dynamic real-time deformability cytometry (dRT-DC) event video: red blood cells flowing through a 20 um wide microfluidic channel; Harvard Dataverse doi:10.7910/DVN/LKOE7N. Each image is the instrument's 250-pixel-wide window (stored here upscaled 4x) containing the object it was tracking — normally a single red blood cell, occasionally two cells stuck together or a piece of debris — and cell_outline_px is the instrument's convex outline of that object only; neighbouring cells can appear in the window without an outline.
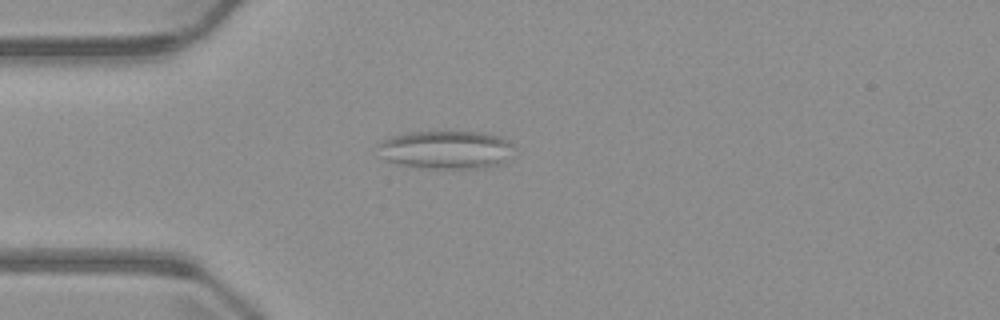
{"species": "common noctule bat (a hibernating species)", "species_latin": "Nyctalus noctula", "temperature_condition": "warm", "stored_images_in_passage": 4, "camera_frame_rate_fps": 3000, "um_per_image_px": 0.085, "animal": {"sex": "male", "body_mass_g": 23.1, "forearm_length_mm": 52.7}, "frame": {"image": 1, "passage_image": 4, "time_ms": 4.333, "image_size_px": [1000, 320], "cell_outline_px": [[512, 144], [500, 164], [488, 168], [420, 168], [400, 164], [388, 160], [380, 156], [376, 144], [392, 136], [408, 132], [452, 128], [484, 132], [508, 140]], "centroid_in_image_um": [37.83, 12.67], "position_along_channel_um": 47.2, "area_um2": 31.04}}